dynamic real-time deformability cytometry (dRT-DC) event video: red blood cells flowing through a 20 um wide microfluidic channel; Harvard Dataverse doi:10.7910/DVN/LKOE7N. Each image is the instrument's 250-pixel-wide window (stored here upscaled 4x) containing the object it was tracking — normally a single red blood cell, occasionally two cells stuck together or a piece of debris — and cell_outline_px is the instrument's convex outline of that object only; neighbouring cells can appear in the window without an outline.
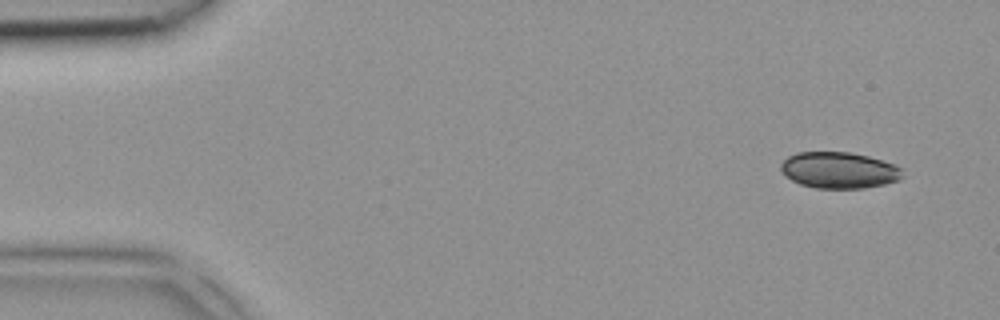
{"species": "common noctule bat (a hibernating species)", "species_latin": "Nyctalus noctula", "temperature_condition": "room temperature", "stored_images_in_passage": 3, "camera_frame_rate_fps": 3000, "um_per_image_px": 0.085, "animal": {"sex": "female", "body_mass_g": 18.4}, "frame": {"image": 1, "passage_image": 3, "time_ms": 0.667, "image_size_px": [1000, 320], "cell_outline_px": [[904, 176], [900, 180], [884, 184], [864, 188], [816, 188], [800, 184], [792, 180], [780, 172], [780, 164], [788, 156], [796, 152], [848, 152], [868, 156], [896, 164], [900, 168]], "centroid_in_image_um": [71.31, 14.46], "position_along_channel_um": 13.7, "area_um2": 25.89}}